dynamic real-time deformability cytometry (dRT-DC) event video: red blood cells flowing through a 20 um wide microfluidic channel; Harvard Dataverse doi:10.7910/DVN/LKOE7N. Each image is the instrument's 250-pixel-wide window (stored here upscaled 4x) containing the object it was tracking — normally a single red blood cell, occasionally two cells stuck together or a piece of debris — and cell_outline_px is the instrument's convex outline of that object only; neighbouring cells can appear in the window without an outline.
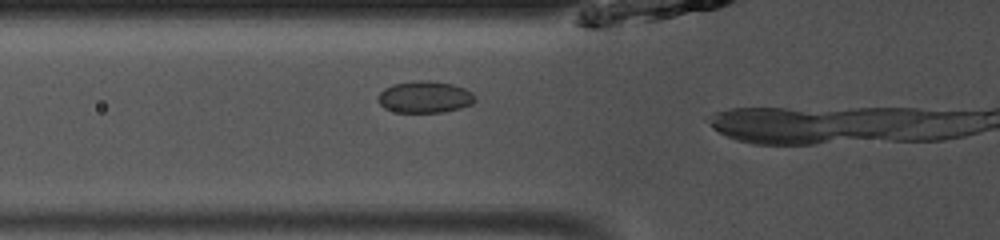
{"species": "common noctule bat (a hibernating species)", "species_latin": "Nyctalus noctula", "temperature_condition": "room temperature", "stored_images_in_passage": 7, "camera_frame_rate_fps": 3000, "um_per_image_px": 0.085, "animal": {"sex": "male", "body_mass_g": 13.0, "forearm_length_mm": 53.1}, "frame": {"image": 1, "passage_image": 4, "time_ms": 1.0, "image_size_px": [1000, 240], "cell_outline_px": [[476, 100], [472, 104], [460, 108], [444, 112], [396, 112], [384, 108], [380, 104], [380, 92], [384, 88], [392, 84], [416, 80], [420, 80], [452, 84], [464, 88], [472, 92]], "centroid_in_image_um": [36.12, 8.25], "position_along_channel_um": 89.7, "area_um2": 17.8}}